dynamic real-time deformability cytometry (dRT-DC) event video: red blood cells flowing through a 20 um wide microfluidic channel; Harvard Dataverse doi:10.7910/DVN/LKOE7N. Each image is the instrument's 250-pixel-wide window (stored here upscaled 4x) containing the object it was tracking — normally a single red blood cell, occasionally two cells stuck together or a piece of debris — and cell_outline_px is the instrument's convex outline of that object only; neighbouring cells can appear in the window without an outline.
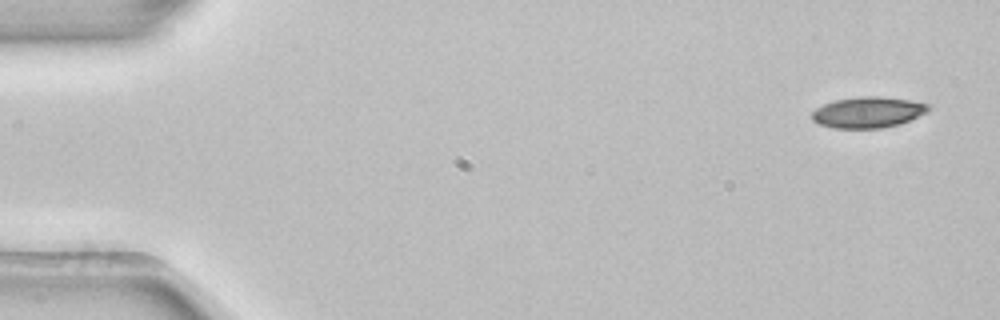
{"species": "common noctule bat (a hibernating species)", "species_latin": "Nyctalus noctula", "temperature_condition": "room temperature", "stored_images_in_passage": 5, "segment_of_instrument_passage": [1, 2], "camera_frame_rate_fps": 3000, "um_per_image_px": 0.085, "animal": {"sex": "female", "body_mass_g": 22.7, "forearm_length_mm": 54.2}, "frame": {"image": 1, "passage_image": 1, "time_ms": 0.0, "image_size_px": [1000, 320], "cell_outline_px": [[932, 108], [928, 112], [900, 124], [880, 128], [832, 128], [820, 124], [812, 120], [812, 112], [816, 108], [824, 104], [836, 100], [860, 96], [880, 96], [912, 100], [932, 104]], "centroid_in_image_um": [73.83, 9.54], "position_along_channel_um": 11.2, "area_um2": 21.21}}
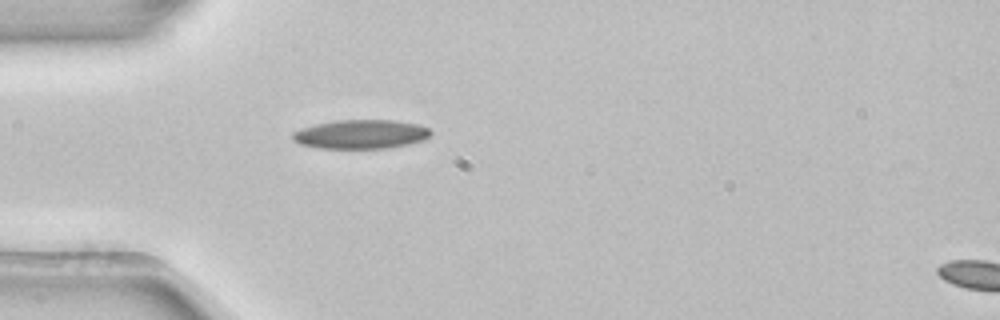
{"frame": {"image": 2, "passage_image": 4, "time_ms": 1.0, "image_size_px": [1000, 320], "cell_outline_px": [[432, 132], [424, 140], [408, 144], [388, 148], [320, 148], [300, 144], [292, 140], [292, 132], [316, 124], [336, 120], [396, 120], [420, 124], [428, 128]], "centroid_in_image_um": [30.7, 11.4], "position_along_channel_um": 54.3, "area_um2": 23.35}}